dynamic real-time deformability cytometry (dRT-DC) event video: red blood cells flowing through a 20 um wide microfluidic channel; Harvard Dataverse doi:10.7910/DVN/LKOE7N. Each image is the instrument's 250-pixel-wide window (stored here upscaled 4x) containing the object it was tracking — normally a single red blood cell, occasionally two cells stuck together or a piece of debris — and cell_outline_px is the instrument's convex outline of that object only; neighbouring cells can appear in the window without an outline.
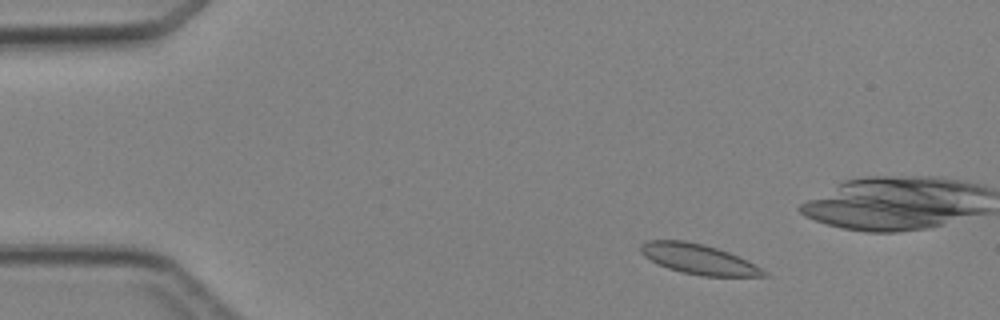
{"species": "Egyptian fruit bat (a non-hibernating species)", "species_latin": "Rousettus aegyptiacus", "temperature_condition": "cold", "stored_images_in_passage": 5, "camera_frame_rate_fps": 3000, "um_per_image_px": 0.085, "animal": {"sex": "female"}, "frame": {"image": 1, "passage_image": 2, "time_ms": 1.333, "image_size_px": [1000, 320], "cell_outline_px": [[768, 276], [704, 276], [680, 272], [668, 268], [644, 256], [640, 252], [640, 244], [648, 240], [684, 240], [704, 244], [728, 252], [748, 260], [768, 272]], "centroid_in_image_um": [59.39, 22.02], "position_along_channel_um": 25.6, "area_um2": 21.5}}